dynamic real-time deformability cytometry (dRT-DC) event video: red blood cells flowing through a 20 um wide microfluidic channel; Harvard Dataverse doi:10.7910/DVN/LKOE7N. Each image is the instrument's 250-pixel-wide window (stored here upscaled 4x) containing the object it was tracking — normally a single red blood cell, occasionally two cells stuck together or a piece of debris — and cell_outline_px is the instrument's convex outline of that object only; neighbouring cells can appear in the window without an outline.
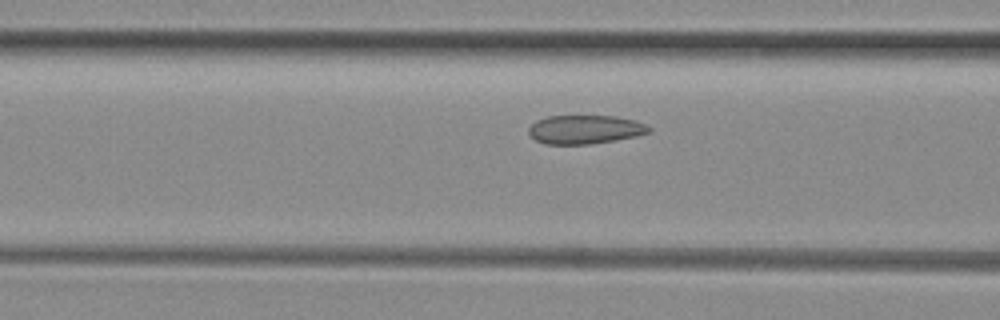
{"species": "common noctule bat (a hibernating species)", "species_latin": "Nyctalus noctula", "temperature_condition": "room temperature", "stored_images_in_passage": 43, "camera_frame_rate_fps": 3000, "um_per_image_px": 0.085, "animal": {"sex": "female", "body_mass_g": 29.2, "forearm_length_mm": 56.3}, "frame": {"image": 1, "passage_image": 11, "time_ms": 3.333, "image_size_px": [1000, 320], "cell_outline_px": [[652, 132], [636, 136], [592, 144], [544, 144], [536, 140], [528, 132], [528, 128], [536, 120], [548, 116], [616, 116], [636, 120], [648, 124], [652, 128]], "centroid_in_image_um": [49.77, 11.0], "position_along_channel_um": 116.8, "area_um2": 20.35}}
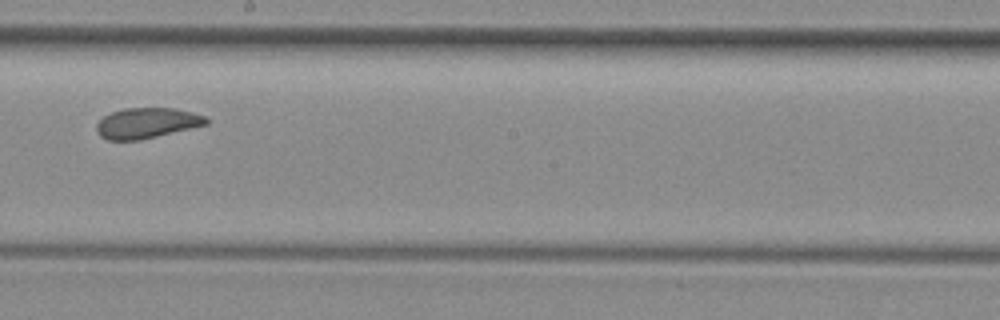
{"frame": {"image": 2, "passage_image": 20, "time_ms": 6.333, "image_size_px": [1000, 320], "cell_outline_px": [[208, 124], [140, 140], [108, 140], [100, 136], [96, 128], [96, 124], [104, 116], [112, 112], [124, 108], [176, 108], [192, 112], [204, 116], [208, 120]], "centroid_in_image_um": [12.47, 10.46], "position_along_channel_um": 235.7, "area_um2": 19.36}}
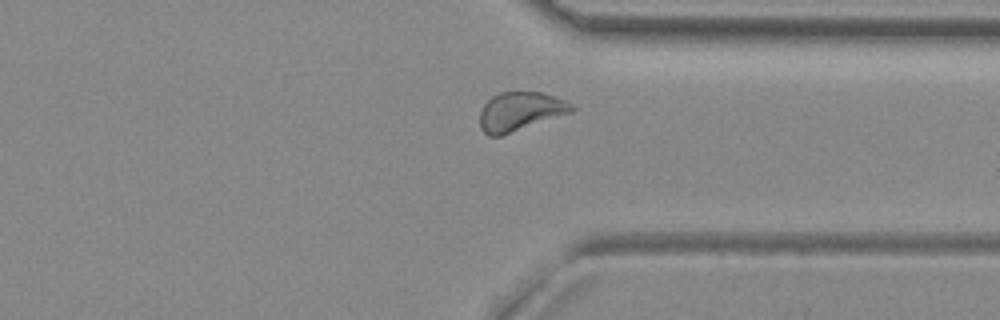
{"frame": {"image": 3, "passage_image": 30, "time_ms": 9.667, "image_size_px": [1000, 320], "cell_outline_px": [[576, 108], [572, 112], [500, 136], [488, 136], [480, 128], [480, 112], [484, 104], [492, 96], [500, 92], [540, 92], [556, 96], [572, 104]], "centroid_in_image_um": [44.21, 9.47], "position_along_channel_um": 367.2, "area_um2": 20.69}, "authors_computed_cell_mechanics": {"area_um2": 20.3456, "velocity_mm_per_s": 3.9695, "shape_relaxation_time_tau1_ms": 3.7467, "shape_relaxation_time_tau2_ms": 1.0934, "deformation_change_tau1": 0.0754, "deformation_change_tau2": 0.0545}}